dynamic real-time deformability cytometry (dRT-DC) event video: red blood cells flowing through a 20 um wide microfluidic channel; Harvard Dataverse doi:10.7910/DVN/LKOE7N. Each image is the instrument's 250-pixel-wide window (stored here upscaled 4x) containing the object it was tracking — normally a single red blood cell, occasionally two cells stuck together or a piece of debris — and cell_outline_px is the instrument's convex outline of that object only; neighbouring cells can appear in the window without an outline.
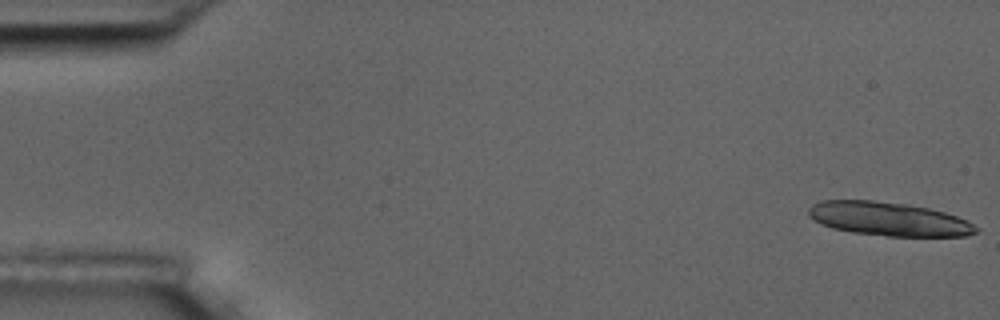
{"species": "common noctule bat (a hibernating species)", "species_latin": "Nyctalus noctula", "temperature_condition": "room temperature", "stored_images_in_passage": 6, "camera_frame_rate_fps": 3000, "um_per_image_px": 0.085, "animal": {"sex": "male", "body_mass_g": 17.5, "forearm_length_mm": 52.3}, "frame": {"image": 1, "passage_image": 1, "time_ms": 0.0, "image_size_px": [1000, 320], "cell_outline_px": [[980, 228], [976, 232], [968, 236], [888, 236], [852, 232], [832, 228], [820, 224], [808, 216], [808, 208], [812, 204], [820, 200], [872, 200], [908, 204], [928, 208], [944, 212], [968, 220]], "centroid_in_image_um": [75.52, 18.61], "position_along_channel_um": 9.5, "area_um2": 33.12}}